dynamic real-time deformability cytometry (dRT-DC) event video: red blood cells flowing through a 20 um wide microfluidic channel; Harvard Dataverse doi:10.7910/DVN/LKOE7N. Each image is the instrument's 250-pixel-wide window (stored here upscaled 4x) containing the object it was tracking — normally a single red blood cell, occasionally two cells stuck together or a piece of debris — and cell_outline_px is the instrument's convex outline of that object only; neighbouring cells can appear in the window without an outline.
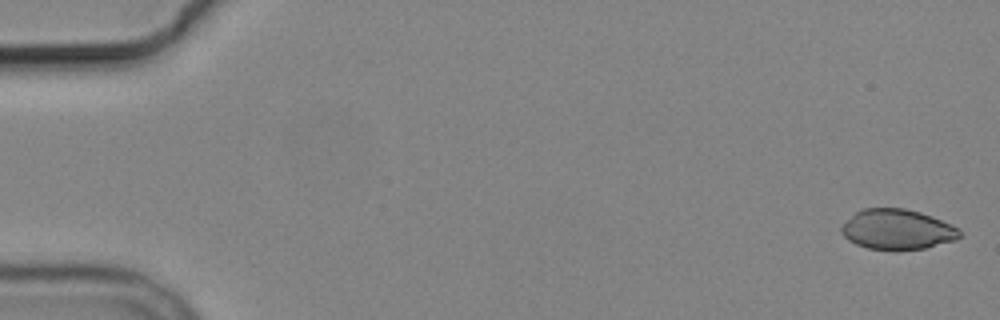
{"species": "common noctule bat (a hibernating species)", "species_latin": "Nyctalus noctula", "temperature_condition": "cold", "stored_images_in_passage": 6, "camera_frame_rate_fps": 3000, "um_per_image_px": 0.085, "animal": {"sex": "male", "body_mass_g": 19.2, "forearm_length_mm": 51.8}, "frame": {"image": 1, "passage_image": 1, "time_ms": 0.0, "image_size_px": [1000, 320], "cell_outline_px": [[960, 236], [956, 240], [924, 248], [896, 252], [868, 248], [856, 244], [848, 240], [840, 232], [840, 228], [856, 212], [864, 208], [904, 208], [920, 212], [932, 216], [952, 224], [960, 232]], "centroid_in_image_um": [76.27, 19.52], "position_along_channel_um": 8.7, "area_um2": 27.92}}